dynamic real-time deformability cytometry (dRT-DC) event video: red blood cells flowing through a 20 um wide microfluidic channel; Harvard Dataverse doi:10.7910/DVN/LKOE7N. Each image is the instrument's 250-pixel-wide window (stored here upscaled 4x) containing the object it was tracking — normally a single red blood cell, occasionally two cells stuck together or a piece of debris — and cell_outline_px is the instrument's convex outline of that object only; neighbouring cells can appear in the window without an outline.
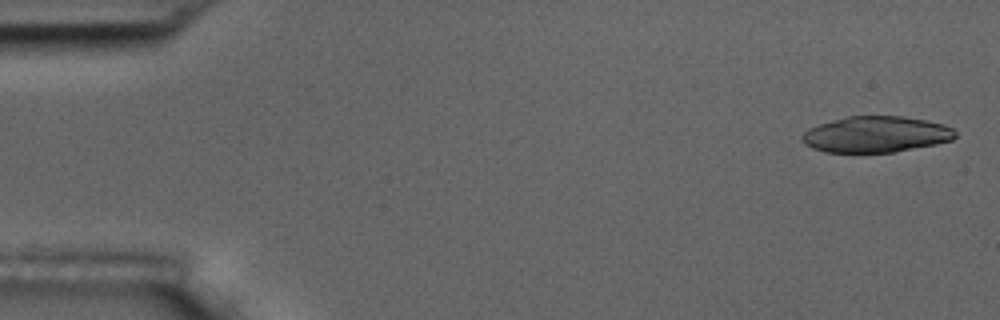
{"species": "common noctule bat (a hibernating species)", "species_latin": "Nyctalus noctula", "temperature_condition": "room temperature", "stored_images_in_passage": 5, "camera_frame_rate_fps": 3000, "um_per_image_px": 0.085, "animal": {"sex": "male", "body_mass_g": 17.5, "forearm_length_mm": 52.3}, "frame": {"image": 1, "passage_image": 1, "time_ms": 0.0, "image_size_px": [1000, 320], "cell_outline_px": [[956, 136], [952, 140], [936, 144], [892, 152], [860, 156], [824, 152], [812, 148], [804, 144], [800, 136], [808, 128], [832, 120], [848, 116], [900, 116], [924, 120], [944, 124], [952, 128], [956, 132]], "centroid_in_image_um": [74.39, 11.47], "position_along_channel_um": 10.6, "area_um2": 33.12}}